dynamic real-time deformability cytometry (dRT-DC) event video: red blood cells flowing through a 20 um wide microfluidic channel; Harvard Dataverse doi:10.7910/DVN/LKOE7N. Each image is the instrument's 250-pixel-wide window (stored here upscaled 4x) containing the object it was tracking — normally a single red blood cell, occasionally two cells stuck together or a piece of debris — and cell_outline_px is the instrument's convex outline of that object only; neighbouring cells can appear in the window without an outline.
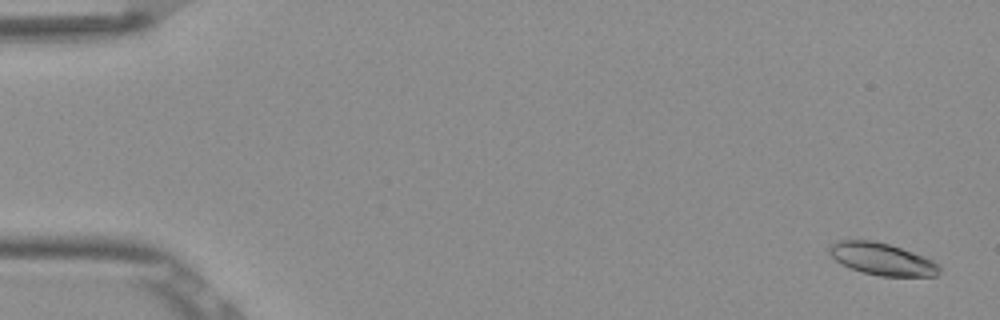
{"species": "Egyptian fruit bat (a non-hibernating species)", "species_latin": "Rousettus aegyptiacus", "temperature_condition": "room temperature", "stored_images_in_passage": 53, "camera_frame_rate_fps": 3000, "um_per_image_px": 0.085, "frame": {"image": 1, "passage_image": 2, "time_ms": 0.333, "image_size_px": [1000, 320], "cell_outline_px": [[940, 272], [936, 276], [880, 276], [864, 272], [840, 264], [828, 252], [828, 244], [836, 240], [872, 240], [888, 244], [924, 256], [940, 264]], "centroid_in_image_um": [74.95, 22.01], "position_along_channel_um": 10.0, "area_um2": 20.63}}
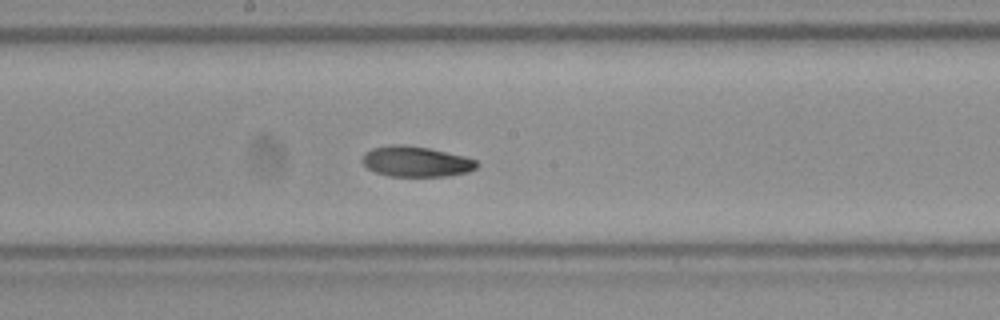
{"frame": {"image": 2, "passage_image": 29, "time_ms": 9.333, "image_size_px": [1000, 320], "cell_outline_px": [[480, 164], [476, 168], [468, 172], [448, 176], [388, 176], [376, 172], [368, 168], [360, 160], [364, 152], [372, 148], [388, 144], [404, 144], [428, 148], [464, 156], [476, 160]], "centroid_in_image_um": [35.34, 13.72], "position_along_channel_um": 212.9, "area_um2": 20.52}}
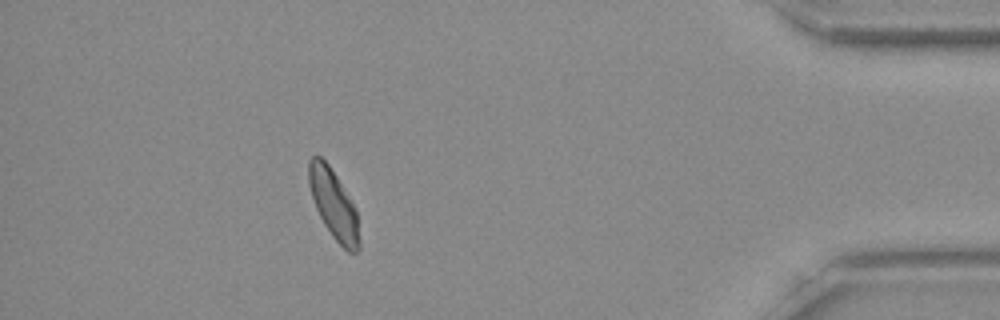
{"frame": {"image": 3, "passage_image": 48, "time_ms": 15.667, "image_size_px": [1000, 320], "cell_outline_px": [[360, 248], [356, 252], [348, 252], [332, 236], [324, 224], [316, 208], [308, 184], [308, 160], [312, 156], [320, 156], [328, 164], [336, 176], [356, 208], [360, 240]], "centroid_in_image_um": [28.36, 17.37], "position_along_channel_um": 406.8, "area_um2": 20.23}, "authors_computed_cell_mechanics": {"area_um2": 20.5768, "velocity_mm_per_s": 3.84, "shape_relaxation_time_tau1_ms": 3.0819, "shape_relaxation_time_tau2_ms": null, "deformation_change_tau1": 0.0922, "deformation_change_tau2": null}}